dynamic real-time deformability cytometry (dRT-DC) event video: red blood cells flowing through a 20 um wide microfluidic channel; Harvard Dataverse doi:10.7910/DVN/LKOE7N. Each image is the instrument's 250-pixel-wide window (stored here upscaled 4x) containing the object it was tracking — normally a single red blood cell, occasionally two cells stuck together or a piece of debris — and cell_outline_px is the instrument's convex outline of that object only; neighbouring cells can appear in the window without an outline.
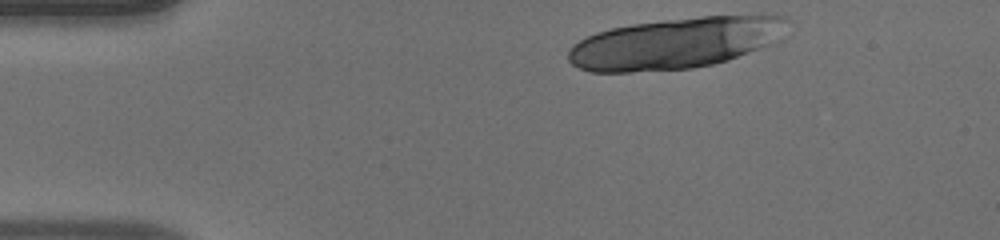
{"species": "human", "species_latin": "Homo sapiens", "temperature_condition": "warm", "stored_images_in_passage": 11, "camera_frame_rate_fps": 3000, "um_per_image_px": 0.085, "donor": {"sex": "male"}, "frame": {"image": 1, "passage_image": 1, "time_ms": 0.0, "image_size_px": [1000, 240], "cell_outline_px": [[792, 20], [768, 44], [728, 60], [712, 64], [692, 68], [632, 72], [592, 72], [580, 68], [572, 64], [568, 60], [568, 48], [572, 44], [596, 32], [612, 28], [632, 24], [664, 20], [700, 16], [756, 12], [760, 12], [788, 16]], "centroid_in_image_um": [57.44, 3.62], "position_along_channel_um": 27.6, "area_um2": 65.83}}